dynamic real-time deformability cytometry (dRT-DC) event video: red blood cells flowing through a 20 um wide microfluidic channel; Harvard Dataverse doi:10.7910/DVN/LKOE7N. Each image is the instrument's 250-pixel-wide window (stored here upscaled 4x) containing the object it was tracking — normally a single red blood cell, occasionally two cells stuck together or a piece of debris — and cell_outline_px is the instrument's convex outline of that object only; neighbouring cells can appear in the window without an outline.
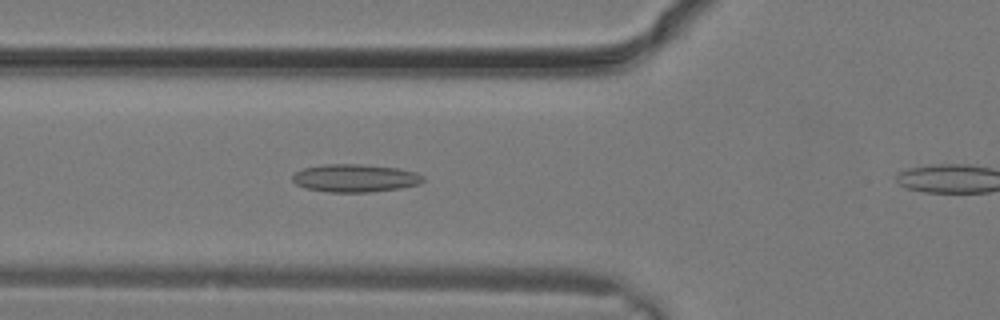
{"species": "common noctule bat (a hibernating species)", "species_latin": "Nyctalus noctula", "temperature_condition": "warm", "stored_images_in_passage": 11, "camera_frame_rate_fps": 3000, "um_per_image_px": 0.085, "animal": {"sex": "male", "body_mass_g": 19.2, "forearm_length_mm": 51.8}, "frame": {"image": 1, "passage_image": 10, "time_ms": 3.0, "image_size_px": [1000, 320], "cell_outline_px": [[424, 180], [420, 184], [400, 188], [372, 192], [328, 192], [308, 188], [296, 184], [292, 180], [292, 176], [296, 172], [304, 168], [324, 164], [360, 164], [400, 168], [416, 172], [424, 176]], "centroid_in_image_um": [30.22, 15.13], "position_along_channel_um": 95.6, "area_um2": 21.27}}